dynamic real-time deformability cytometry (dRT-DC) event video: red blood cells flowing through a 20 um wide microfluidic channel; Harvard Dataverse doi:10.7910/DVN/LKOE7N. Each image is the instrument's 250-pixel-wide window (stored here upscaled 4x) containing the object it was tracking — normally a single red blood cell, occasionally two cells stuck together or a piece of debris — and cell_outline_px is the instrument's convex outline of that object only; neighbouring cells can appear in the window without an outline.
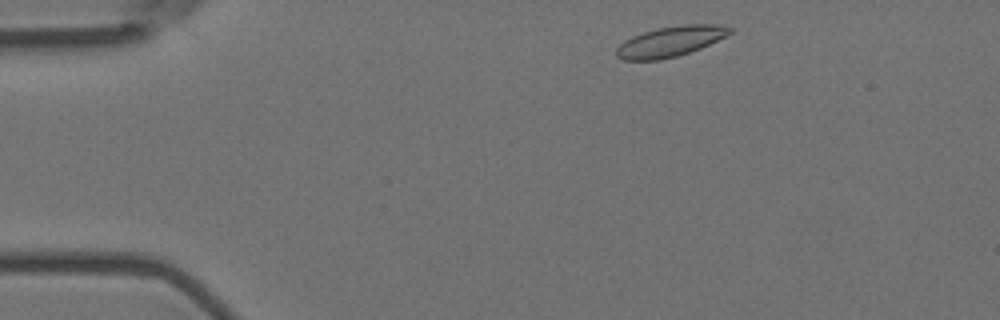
{"species": "Egyptian fruit bat (a non-hibernating species)", "species_latin": "Rousettus aegyptiacus", "temperature_condition": "room temperature", "stored_images_in_passage": 42, "camera_frame_rate_fps": 3000, "um_per_image_px": 0.085, "animal": {"sex": "female"}, "frame": {"image": 1, "passage_image": 2, "time_ms": 0.333, "image_size_px": [1000, 320], "cell_outline_px": [[736, 28], [732, 32], [700, 48], [676, 56], [660, 60], [624, 60], [616, 56], [616, 48], [624, 40], [632, 36], [644, 32], [660, 28], [680, 24], [720, 24]], "centroid_in_image_um": [56.98, 3.51], "position_along_channel_um": 28.0, "area_um2": 19.94}}
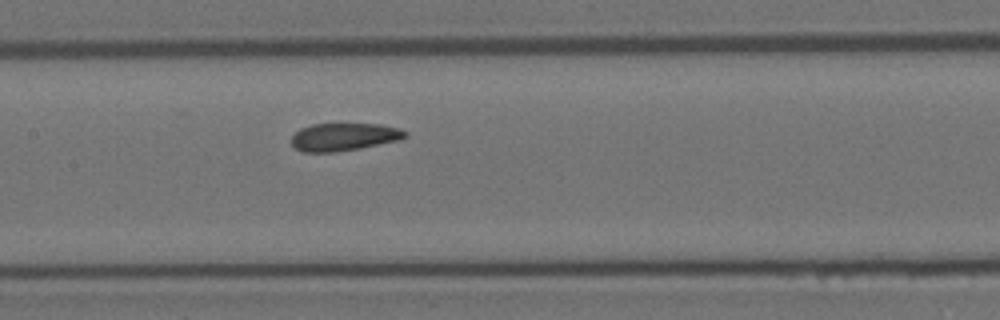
{"frame": {"image": 2, "passage_image": 20, "time_ms": 6.333, "image_size_px": [1000, 320], "cell_outline_px": [[408, 136], [400, 140], [360, 148], [336, 152], [304, 152], [296, 148], [292, 144], [292, 136], [300, 128], [312, 124], [380, 124], [400, 128], [408, 132]], "centroid_in_image_um": [29.27, 11.63], "position_along_channel_um": 178.1, "area_um2": 18.44}}
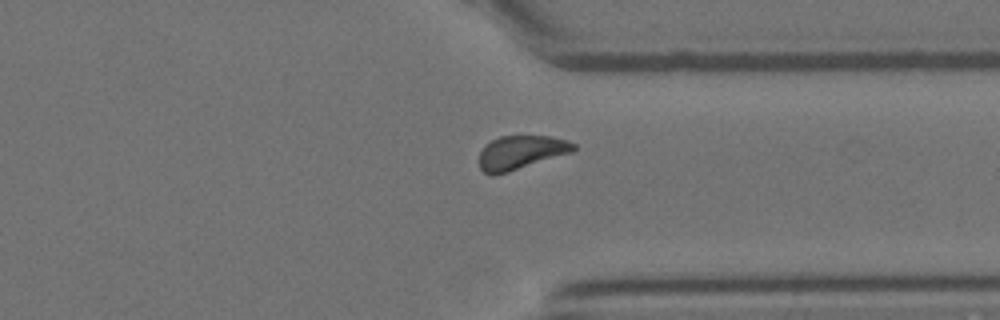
{"frame": {"image": 3, "passage_image": 36, "time_ms": 11.667, "image_size_px": [1000, 320], "cell_outline_px": [[576, 148], [572, 152], [508, 172], [492, 176], [484, 172], [480, 168], [480, 152], [492, 140], [500, 136], [548, 136], [568, 140], [576, 144]], "centroid_in_image_um": [44.29, 12.96], "position_along_channel_um": 367.1, "area_um2": 18.38}}